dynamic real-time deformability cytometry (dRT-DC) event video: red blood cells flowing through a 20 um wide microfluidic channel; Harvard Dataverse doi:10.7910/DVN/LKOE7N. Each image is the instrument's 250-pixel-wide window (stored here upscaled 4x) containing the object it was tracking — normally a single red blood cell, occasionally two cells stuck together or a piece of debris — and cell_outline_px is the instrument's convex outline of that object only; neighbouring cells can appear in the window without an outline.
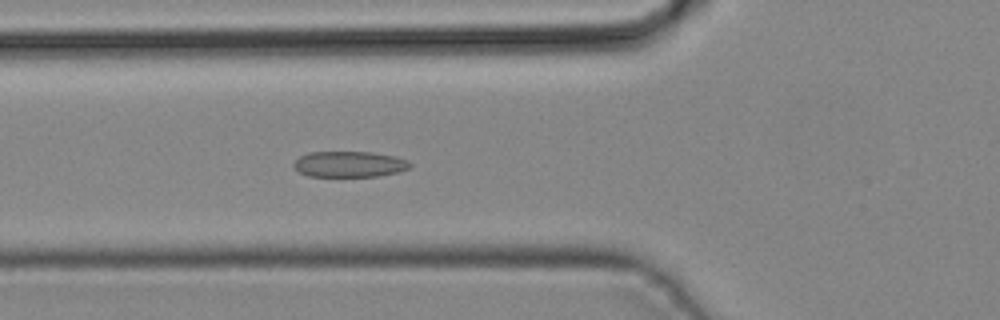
{"species": "common noctule bat (a hibernating species)", "species_latin": "Nyctalus noctula", "temperature_condition": "cold", "stored_images_in_passage": 28, "camera_frame_rate_fps": 3000, "um_per_image_px": 0.085, "animal": {"sex": "male", "body_mass_g": 19.2, "forearm_length_mm": 51.8}, "frame": {"image": 1, "passage_image": 6, "time_ms": 1.667, "image_size_px": [1000, 320], "cell_outline_px": [[412, 168], [400, 172], [376, 176], [308, 176], [300, 172], [292, 164], [300, 156], [308, 152], [372, 152], [396, 156], [408, 160], [412, 164]], "centroid_in_image_um": [29.76, 13.95], "position_along_channel_um": 96.0, "area_um2": 17.63}}
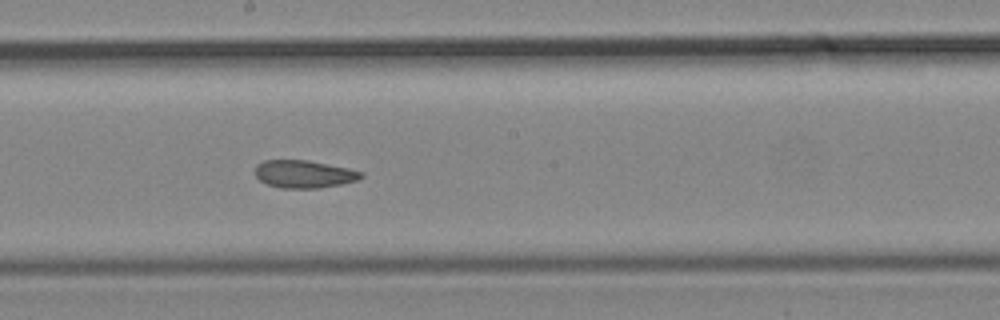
{"frame": {"image": 2, "passage_image": 14, "time_ms": 4.333, "image_size_px": [1000, 320], "cell_outline_px": [[364, 176], [356, 180], [340, 184], [316, 188], [280, 188], [268, 184], [260, 180], [256, 176], [256, 164], [264, 160], [308, 160], [348, 168], [364, 172]], "centroid_in_image_um": [25.84, 14.79], "position_along_channel_um": 222.4, "area_um2": 16.99}}
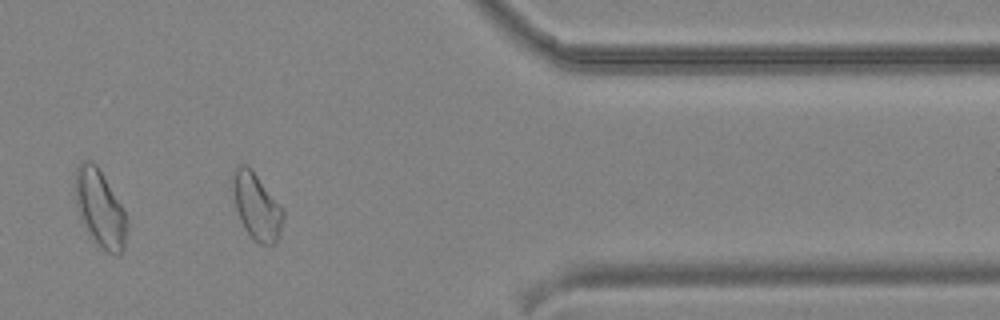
{"frame": {"image": 3, "passage_image": 26, "time_ms": 8.333, "image_size_px": [1000, 320], "cell_outline_px": [[284, 216], [280, 236], [272, 244], [260, 244], [252, 240], [244, 228], [240, 220], [236, 208], [232, 188], [232, 172], [240, 164], [244, 164], [252, 168], [284, 208]], "centroid_in_image_um": [21.82, 17.53], "position_along_channel_um": 389.6, "area_um2": 19.94}}